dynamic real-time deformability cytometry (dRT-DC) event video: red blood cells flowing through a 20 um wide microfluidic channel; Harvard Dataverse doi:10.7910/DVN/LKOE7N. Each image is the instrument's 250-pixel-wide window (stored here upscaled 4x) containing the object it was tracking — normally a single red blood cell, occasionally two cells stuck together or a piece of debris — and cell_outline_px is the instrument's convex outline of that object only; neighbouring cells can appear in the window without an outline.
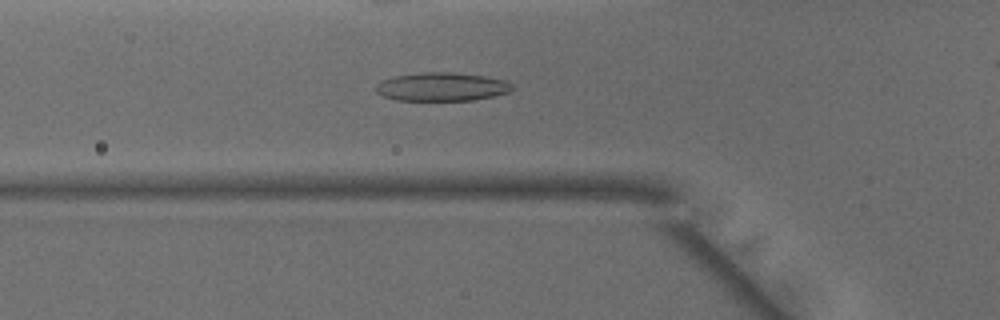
{"species": "common noctule bat (a hibernating species)", "species_latin": "Nyctalus noctula", "temperature_condition": "warm", "stored_images_in_passage": 46, "camera_frame_rate_fps": 3000, "um_per_image_px": 0.085, "animal": {"sex": "male", "body_mass_g": 15.6}, "frame": {"image": 1, "passage_image": 14, "time_ms": 4.333, "image_size_px": [1000, 320], "cell_outline_px": [[516, 88], [508, 92], [492, 96], [472, 100], [396, 100], [384, 96], [376, 92], [376, 84], [380, 80], [392, 76], [424, 72], [448, 72], [484, 76], [504, 80], [512, 84]], "centroid_in_image_um": [37.52, 7.37], "position_along_channel_um": 88.3, "area_um2": 22.6}}
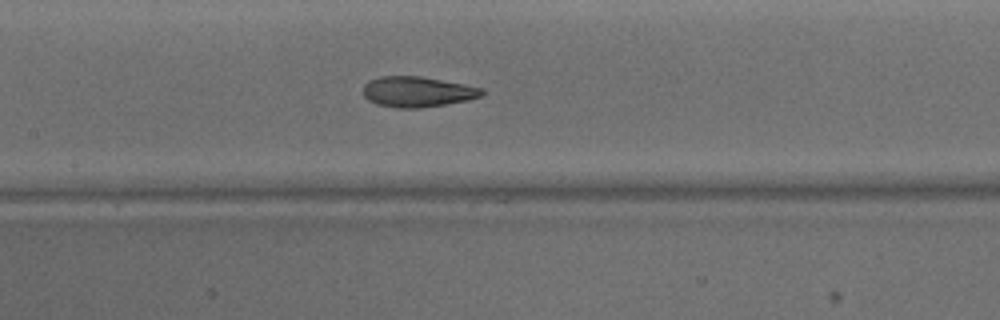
{"frame": {"image": 2, "passage_image": 20, "time_ms": 6.333, "image_size_px": [1000, 320], "cell_outline_px": [[484, 92], [480, 96], [468, 100], [420, 108], [396, 108], [376, 104], [368, 100], [364, 96], [364, 84], [368, 80], [380, 76], [420, 76], [464, 84], [484, 88]], "centroid_in_image_um": [35.45, 7.8], "position_along_channel_um": 171.9, "area_um2": 21.1}}
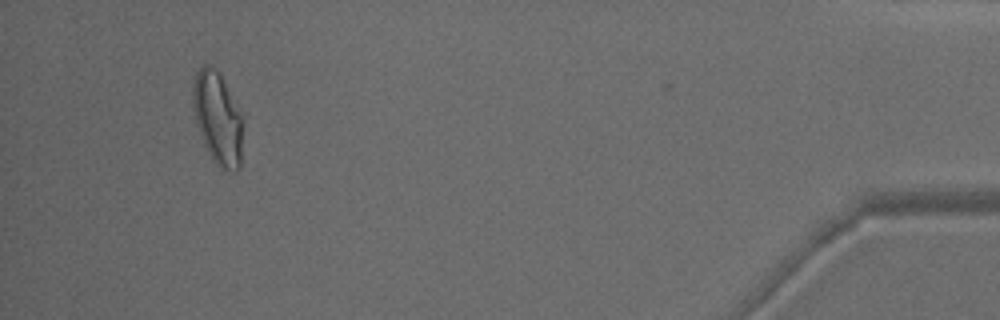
{"frame": {"image": 3, "passage_image": 43, "time_ms": 14.0, "image_size_px": [1000, 320], "cell_outline_px": [[244, 120], [240, 168], [236, 172], [232, 172], [220, 168], [212, 160], [204, 144], [196, 124], [192, 104], [192, 88], [196, 72], [204, 64], [208, 64], [216, 68], [220, 72]], "centroid_in_image_um": [18.51, 10.06], "position_along_channel_um": 416.7, "area_um2": 27.51}, "authors_computed_cell_mechanics": {"area_um2": 22.542, "velocity_mm_per_s": 4.1345, "shape_relaxation_time_tau1_ms": 8.0086, "shape_relaxation_time_tau2_ms": 1.5296, "deformation_change_tau1": 0.2384, "deformation_change_tau2": 0.0885}}